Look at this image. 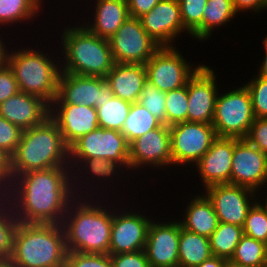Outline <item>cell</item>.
Segmentation results:
<instances>
[{"label":"cell","instance_id":"cell-36","mask_svg":"<svg viewBox=\"0 0 267 267\" xmlns=\"http://www.w3.org/2000/svg\"><path fill=\"white\" fill-rule=\"evenodd\" d=\"M166 125L170 126L187 121L188 93L187 85L166 92Z\"/></svg>","mask_w":267,"mask_h":267},{"label":"cell","instance_id":"cell-52","mask_svg":"<svg viewBox=\"0 0 267 267\" xmlns=\"http://www.w3.org/2000/svg\"><path fill=\"white\" fill-rule=\"evenodd\" d=\"M0 267H18V266L13 264L10 260H3L0 261Z\"/></svg>","mask_w":267,"mask_h":267},{"label":"cell","instance_id":"cell-31","mask_svg":"<svg viewBox=\"0 0 267 267\" xmlns=\"http://www.w3.org/2000/svg\"><path fill=\"white\" fill-rule=\"evenodd\" d=\"M42 0H0V28L24 21L33 20L43 8Z\"/></svg>","mask_w":267,"mask_h":267},{"label":"cell","instance_id":"cell-26","mask_svg":"<svg viewBox=\"0 0 267 267\" xmlns=\"http://www.w3.org/2000/svg\"><path fill=\"white\" fill-rule=\"evenodd\" d=\"M189 200L183 220H179L182 228L209 238L219 223L211 201L205 194L195 195Z\"/></svg>","mask_w":267,"mask_h":267},{"label":"cell","instance_id":"cell-39","mask_svg":"<svg viewBox=\"0 0 267 267\" xmlns=\"http://www.w3.org/2000/svg\"><path fill=\"white\" fill-rule=\"evenodd\" d=\"M252 99V110L255 118H267V79L256 75L244 84Z\"/></svg>","mask_w":267,"mask_h":267},{"label":"cell","instance_id":"cell-25","mask_svg":"<svg viewBox=\"0 0 267 267\" xmlns=\"http://www.w3.org/2000/svg\"><path fill=\"white\" fill-rule=\"evenodd\" d=\"M95 3V12L92 14L94 19L91 22L93 24L86 21L82 25L92 34L108 40L129 18L127 1L96 0Z\"/></svg>","mask_w":267,"mask_h":267},{"label":"cell","instance_id":"cell-17","mask_svg":"<svg viewBox=\"0 0 267 267\" xmlns=\"http://www.w3.org/2000/svg\"><path fill=\"white\" fill-rule=\"evenodd\" d=\"M213 68L203 64L187 82V122L212 124L219 86ZM218 87V88H217Z\"/></svg>","mask_w":267,"mask_h":267},{"label":"cell","instance_id":"cell-34","mask_svg":"<svg viewBox=\"0 0 267 267\" xmlns=\"http://www.w3.org/2000/svg\"><path fill=\"white\" fill-rule=\"evenodd\" d=\"M19 221L10 202L0 196V261L10 260L13 252V236Z\"/></svg>","mask_w":267,"mask_h":267},{"label":"cell","instance_id":"cell-1","mask_svg":"<svg viewBox=\"0 0 267 267\" xmlns=\"http://www.w3.org/2000/svg\"><path fill=\"white\" fill-rule=\"evenodd\" d=\"M71 172L70 166H61L31 170L12 179L4 197L18 221L62 224L70 202L76 197Z\"/></svg>","mask_w":267,"mask_h":267},{"label":"cell","instance_id":"cell-37","mask_svg":"<svg viewBox=\"0 0 267 267\" xmlns=\"http://www.w3.org/2000/svg\"><path fill=\"white\" fill-rule=\"evenodd\" d=\"M138 103L145 107L163 125H166V92L160 91L153 84L146 81Z\"/></svg>","mask_w":267,"mask_h":267},{"label":"cell","instance_id":"cell-15","mask_svg":"<svg viewBox=\"0 0 267 267\" xmlns=\"http://www.w3.org/2000/svg\"><path fill=\"white\" fill-rule=\"evenodd\" d=\"M266 183L267 154L253 146L246 138H234L230 184L258 192Z\"/></svg>","mask_w":267,"mask_h":267},{"label":"cell","instance_id":"cell-51","mask_svg":"<svg viewBox=\"0 0 267 267\" xmlns=\"http://www.w3.org/2000/svg\"><path fill=\"white\" fill-rule=\"evenodd\" d=\"M225 267H250V266L240 265L231 260H226Z\"/></svg>","mask_w":267,"mask_h":267},{"label":"cell","instance_id":"cell-21","mask_svg":"<svg viewBox=\"0 0 267 267\" xmlns=\"http://www.w3.org/2000/svg\"><path fill=\"white\" fill-rule=\"evenodd\" d=\"M233 151L234 138L217 137L195 164L204 189L216 184H230Z\"/></svg>","mask_w":267,"mask_h":267},{"label":"cell","instance_id":"cell-38","mask_svg":"<svg viewBox=\"0 0 267 267\" xmlns=\"http://www.w3.org/2000/svg\"><path fill=\"white\" fill-rule=\"evenodd\" d=\"M260 201L250 208L242 229L245 235L267 244V213Z\"/></svg>","mask_w":267,"mask_h":267},{"label":"cell","instance_id":"cell-42","mask_svg":"<svg viewBox=\"0 0 267 267\" xmlns=\"http://www.w3.org/2000/svg\"><path fill=\"white\" fill-rule=\"evenodd\" d=\"M246 139L267 154V118H255Z\"/></svg>","mask_w":267,"mask_h":267},{"label":"cell","instance_id":"cell-27","mask_svg":"<svg viewBox=\"0 0 267 267\" xmlns=\"http://www.w3.org/2000/svg\"><path fill=\"white\" fill-rule=\"evenodd\" d=\"M178 266L196 267L212 256L209 238L190 232L180 224Z\"/></svg>","mask_w":267,"mask_h":267},{"label":"cell","instance_id":"cell-23","mask_svg":"<svg viewBox=\"0 0 267 267\" xmlns=\"http://www.w3.org/2000/svg\"><path fill=\"white\" fill-rule=\"evenodd\" d=\"M50 115V105L39 96L18 92L0 104V116L21 130L42 124Z\"/></svg>","mask_w":267,"mask_h":267},{"label":"cell","instance_id":"cell-22","mask_svg":"<svg viewBox=\"0 0 267 267\" xmlns=\"http://www.w3.org/2000/svg\"><path fill=\"white\" fill-rule=\"evenodd\" d=\"M69 166L71 167V170H72V172H71L72 173L71 174L72 175V188H73V192H74L76 197H86V196L87 197H94L96 193L94 192L93 195H92V193H89V192H92L93 189L97 190V188L100 187L99 186L100 184H101L100 188L103 189L104 188L103 183L105 184V187H108V185H106V183L108 184V182L111 185V181L113 183L114 177L115 176H118V177L120 176L119 175L120 174L119 171H121V173L122 172H125V173L127 172V171H125V169H123L124 167L119 162L108 161L106 159H101V158L99 159L97 157L96 158H92V159H69ZM120 168H122V169L120 170ZM86 172H87V174H86ZM86 175H88V176H86ZM86 177H88V178H86ZM89 177H91V178H89ZM108 178H109V180H108ZM84 179H86L87 181H85ZM92 179H93V181L95 180L94 184L96 185V187L91 182ZM88 180H89V182L91 184H93L92 186H94V187H92L90 183L89 184L87 183ZM97 180H99V182H101V181H103V182L99 183V182H97ZM106 180H108V181L106 182ZM82 181H84V182H82ZM80 182L82 183V185L85 184V183H86V185H84L82 187ZM77 183L78 184L80 183V184L78 185ZM97 183H99V184H97ZM87 185H89L88 189L92 188V190H88L87 187H86ZM97 185H98V187H97ZM85 188H86V190H83V191L81 190V189H85ZM80 191H82V192H80Z\"/></svg>","mask_w":267,"mask_h":267},{"label":"cell","instance_id":"cell-18","mask_svg":"<svg viewBox=\"0 0 267 267\" xmlns=\"http://www.w3.org/2000/svg\"><path fill=\"white\" fill-rule=\"evenodd\" d=\"M180 221L156 222L152 219L144 252L151 267L178 266Z\"/></svg>","mask_w":267,"mask_h":267},{"label":"cell","instance_id":"cell-53","mask_svg":"<svg viewBox=\"0 0 267 267\" xmlns=\"http://www.w3.org/2000/svg\"><path fill=\"white\" fill-rule=\"evenodd\" d=\"M267 191V190H266ZM265 202V203H264ZM263 206H264V208H265V210H266V213H267V196H266V198H265V201H261L260 202Z\"/></svg>","mask_w":267,"mask_h":267},{"label":"cell","instance_id":"cell-40","mask_svg":"<svg viewBox=\"0 0 267 267\" xmlns=\"http://www.w3.org/2000/svg\"><path fill=\"white\" fill-rule=\"evenodd\" d=\"M23 130L0 116V151L9 159L20 143Z\"/></svg>","mask_w":267,"mask_h":267},{"label":"cell","instance_id":"cell-9","mask_svg":"<svg viewBox=\"0 0 267 267\" xmlns=\"http://www.w3.org/2000/svg\"><path fill=\"white\" fill-rule=\"evenodd\" d=\"M172 165L194 166L217 138L212 124L179 122L170 125ZM194 163V164H193Z\"/></svg>","mask_w":267,"mask_h":267},{"label":"cell","instance_id":"cell-41","mask_svg":"<svg viewBox=\"0 0 267 267\" xmlns=\"http://www.w3.org/2000/svg\"><path fill=\"white\" fill-rule=\"evenodd\" d=\"M66 267H112L109 254L68 252Z\"/></svg>","mask_w":267,"mask_h":267},{"label":"cell","instance_id":"cell-33","mask_svg":"<svg viewBox=\"0 0 267 267\" xmlns=\"http://www.w3.org/2000/svg\"><path fill=\"white\" fill-rule=\"evenodd\" d=\"M231 261L250 267H262L267 260V244L243 235Z\"/></svg>","mask_w":267,"mask_h":267},{"label":"cell","instance_id":"cell-20","mask_svg":"<svg viewBox=\"0 0 267 267\" xmlns=\"http://www.w3.org/2000/svg\"><path fill=\"white\" fill-rule=\"evenodd\" d=\"M49 117L57 124L68 147L80 137L99 127L97 109L95 107L50 104Z\"/></svg>","mask_w":267,"mask_h":267},{"label":"cell","instance_id":"cell-2","mask_svg":"<svg viewBox=\"0 0 267 267\" xmlns=\"http://www.w3.org/2000/svg\"><path fill=\"white\" fill-rule=\"evenodd\" d=\"M91 198L75 197L70 202L61 224L66 248L68 252L109 254L112 209L99 197Z\"/></svg>","mask_w":267,"mask_h":267},{"label":"cell","instance_id":"cell-5","mask_svg":"<svg viewBox=\"0 0 267 267\" xmlns=\"http://www.w3.org/2000/svg\"><path fill=\"white\" fill-rule=\"evenodd\" d=\"M78 23L62 30L61 72L105 78L115 64L109 41Z\"/></svg>","mask_w":267,"mask_h":267},{"label":"cell","instance_id":"cell-16","mask_svg":"<svg viewBox=\"0 0 267 267\" xmlns=\"http://www.w3.org/2000/svg\"><path fill=\"white\" fill-rule=\"evenodd\" d=\"M129 165L133 171L139 168L156 167V170L172 167L171 135L168 125H161L136 138L129 146ZM158 168V169H157Z\"/></svg>","mask_w":267,"mask_h":267},{"label":"cell","instance_id":"cell-54","mask_svg":"<svg viewBox=\"0 0 267 267\" xmlns=\"http://www.w3.org/2000/svg\"><path fill=\"white\" fill-rule=\"evenodd\" d=\"M262 267H267V260H266V262L264 263V265Z\"/></svg>","mask_w":267,"mask_h":267},{"label":"cell","instance_id":"cell-30","mask_svg":"<svg viewBox=\"0 0 267 267\" xmlns=\"http://www.w3.org/2000/svg\"><path fill=\"white\" fill-rule=\"evenodd\" d=\"M243 235L242 227L219 222L209 237L212 255L230 260Z\"/></svg>","mask_w":267,"mask_h":267},{"label":"cell","instance_id":"cell-8","mask_svg":"<svg viewBox=\"0 0 267 267\" xmlns=\"http://www.w3.org/2000/svg\"><path fill=\"white\" fill-rule=\"evenodd\" d=\"M193 65L176 46H162L145 64L147 81L164 92L181 88L203 64Z\"/></svg>","mask_w":267,"mask_h":267},{"label":"cell","instance_id":"cell-11","mask_svg":"<svg viewBox=\"0 0 267 267\" xmlns=\"http://www.w3.org/2000/svg\"><path fill=\"white\" fill-rule=\"evenodd\" d=\"M114 63L146 64L161 47L144 30L139 18L130 17L108 39Z\"/></svg>","mask_w":267,"mask_h":267},{"label":"cell","instance_id":"cell-45","mask_svg":"<svg viewBox=\"0 0 267 267\" xmlns=\"http://www.w3.org/2000/svg\"><path fill=\"white\" fill-rule=\"evenodd\" d=\"M128 5V12L130 17L140 18L150 10H152L155 5L160 0H126Z\"/></svg>","mask_w":267,"mask_h":267},{"label":"cell","instance_id":"cell-29","mask_svg":"<svg viewBox=\"0 0 267 267\" xmlns=\"http://www.w3.org/2000/svg\"><path fill=\"white\" fill-rule=\"evenodd\" d=\"M161 125L162 123L146 110L145 107L135 102L132 103L120 132L126 137L127 142L130 144L136 138L159 128Z\"/></svg>","mask_w":267,"mask_h":267},{"label":"cell","instance_id":"cell-24","mask_svg":"<svg viewBox=\"0 0 267 267\" xmlns=\"http://www.w3.org/2000/svg\"><path fill=\"white\" fill-rule=\"evenodd\" d=\"M105 78L115 97L135 103L147 81V71L145 64L115 63Z\"/></svg>","mask_w":267,"mask_h":267},{"label":"cell","instance_id":"cell-4","mask_svg":"<svg viewBox=\"0 0 267 267\" xmlns=\"http://www.w3.org/2000/svg\"><path fill=\"white\" fill-rule=\"evenodd\" d=\"M67 253L61 224L19 222L10 261L18 267H64Z\"/></svg>","mask_w":267,"mask_h":267},{"label":"cell","instance_id":"cell-3","mask_svg":"<svg viewBox=\"0 0 267 267\" xmlns=\"http://www.w3.org/2000/svg\"><path fill=\"white\" fill-rule=\"evenodd\" d=\"M69 166V147L57 124L48 117L42 124L24 130L10 158L11 180L31 170Z\"/></svg>","mask_w":267,"mask_h":267},{"label":"cell","instance_id":"cell-43","mask_svg":"<svg viewBox=\"0 0 267 267\" xmlns=\"http://www.w3.org/2000/svg\"><path fill=\"white\" fill-rule=\"evenodd\" d=\"M110 256L112 267H151L144 250Z\"/></svg>","mask_w":267,"mask_h":267},{"label":"cell","instance_id":"cell-47","mask_svg":"<svg viewBox=\"0 0 267 267\" xmlns=\"http://www.w3.org/2000/svg\"><path fill=\"white\" fill-rule=\"evenodd\" d=\"M232 3L237 13L247 10L260 13L264 8L267 10V0H232Z\"/></svg>","mask_w":267,"mask_h":267},{"label":"cell","instance_id":"cell-7","mask_svg":"<svg viewBox=\"0 0 267 267\" xmlns=\"http://www.w3.org/2000/svg\"><path fill=\"white\" fill-rule=\"evenodd\" d=\"M254 119L251 95L244 84L218 94L212 121L217 137L246 138Z\"/></svg>","mask_w":267,"mask_h":267},{"label":"cell","instance_id":"cell-35","mask_svg":"<svg viewBox=\"0 0 267 267\" xmlns=\"http://www.w3.org/2000/svg\"><path fill=\"white\" fill-rule=\"evenodd\" d=\"M181 19L187 34L202 41V16L208 0H178Z\"/></svg>","mask_w":267,"mask_h":267},{"label":"cell","instance_id":"cell-19","mask_svg":"<svg viewBox=\"0 0 267 267\" xmlns=\"http://www.w3.org/2000/svg\"><path fill=\"white\" fill-rule=\"evenodd\" d=\"M139 19L147 34L161 47L173 46L175 38H179L182 32L187 33L181 19L178 0H160L152 10Z\"/></svg>","mask_w":267,"mask_h":267},{"label":"cell","instance_id":"cell-32","mask_svg":"<svg viewBox=\"0 0 267 267\" xmlns=\"http://www.w3.org/2000/svg\"><path fill=\"white\" fill-rule=\"evenodd\" d=\"M132 103L113 96L97 108L99 127L121 131Z\"/></svg>","mask_w":267,"mask_h":267},{"label":"cell","instance_id":"cell-48","mask_svg":"<svg viewBox=\"0 0 267 267\" xmlns=\"http://www.w3.org/2000/svg\"><path fill=\"white\" fill-rule=\"evenodd\" d=\"M226 259L212 255L196 267H225Z\"/></svg>","mask_w":267,"mask_h":267},{"label":"cell","instance_id":"cell-12","mask_svg":"<svg viewBox=\"0 0 267 267\" xmlns=\"http://www.w3.org/2000/svg\"><path fill=\"white\" fill-rule=\"evenodd\" d=\"M113 96L106 78L61 72L57 97L51 104L85 105L97 109Z\"/></svg>","mask_w":267,"mask_h":267},{"label":"cell","instance_id":"cell-14","mask_svg":"<svg viewBox=\"0 0 267 267\" xmlns=\"http://www.w3.org/2000/svg\"><path fill=\"white\" fill-rule=\"evenodd\" d=\"M219 222L243 227L247 214L258 200L254 190L233 184H216L205 188Z\"/></svg>","mask_w":267,"mask_h":267},{"label":"cell","instance_id":"cell-13","mask_svg":"<svg viewBox=\"0 0 267 267\" xmlns=\"http://www.w3.org/2000/svg\"><path fill=\"white\" fill-rule=\"evenodd\" d=\"M112 207L109 255L144 250L151 216H145L140 211L125 210L124 207L118 212L113 204Z\"/></svg>","mask_w":267,"mask_h":267},{"label":"cell","instance_id":"cell-49","mask_svg":"<svg viewBox=\"0 0 267 267\" xmlns=\"http://www.w3.org/2000/svg\"><path fill=\"white\" fill-rule=\"evenodd\" d=\"M263 45H264V51H265V56H263L262 63L260 64L259 70L257 74L259 77H262L264 79H267V35L265 38H263Z\"/></svg>","mask_w":267,"mask_h":267},{"label":"cell","instance_id":"cell-50","mask_svg":"<svg viewBox=\"0 0 267 267\" xmlns=\"http://www.w3.org/2000/svg\"><path fill=\"white\" fill-rule=\"evenodd\" d=\"M3 41V38L0 34V67L7 64V55H8V49Z\"/></svg>","mask_w":267,"mask_h":267},{"label":"cell","instance_id":"cell-6","mask_svg":"<svg viewBox=\"0 0 267 267\" xmlns=\"http://www.w3.org/2000/svg\"><path fill=\"white\" fill-rule=\"evenodd\" d=\"M26 48L9 50L7 65L14 73L20 92L39 96L50 105L57 97L61 57L52 58L38 48ZM54 58L59 62H54Z\"/></svg>","mask_w":267,"mask_h":267},{"label":"cell","instance_id":"cell-10","mask_svg":"<svg viewBox=\"0 0 267 267\" xmlns=\"http://www.w3.org/2000/svg\"><path fill=\"white\" fill-rule=\"evenodd\" d=\"M129 146L126 137L120 131L98 127L69 147V159L97 157L119 162L124 169L130 171Z\"/></svg>","mask_w":267,"mask_h":267},{"label":"cell","instance_id":"cell-46","mask_svg":"<svg viewBox=\"0 0 267 267\" xmlns=\"http://www.w3.org/2000/svg\"><path fill=\"white\" fill-rule=\"evenodd\" d=\"M10 183V159L0 151V196L5 195Z\"/></svg>","mask_w":267,"mask_h":267},{"label":"cell","instance_id":"cell-44","mask_svg":"<svg viewBox=\"0 0 267 267\" xmlns=\"http://www.w3.org/2000/svg\"><path fill=\"white\" fill-rule=\"evenodd\" d=\"M18 92V84L11 68L7 64L0 67V104Z\"/></svg>","mask_w":267,"mask_h":267},{"label":"cell","instance_id":"cell-28","mask_svg":"<svg viewBox=\"0 0 267 267\" xmlns=\"http://www.w3.org/2000/svg\"><path fill=\"white\" fill-rule=\"evenodd\" d=\"M236 14L232 0H208L202 16V40L210 37L214 29L232 21Z\"/></svg>","mask_w":267,"mask_h":267}]
</instances>
